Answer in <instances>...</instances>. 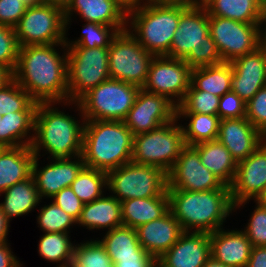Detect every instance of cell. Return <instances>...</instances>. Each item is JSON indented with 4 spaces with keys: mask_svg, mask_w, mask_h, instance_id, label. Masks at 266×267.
I'll return each instance as SVG.
<instances>
[{
    "mask_svg": "<svg viewBox=\"0 0 266 267\" xmlns=\"http://www.w3.org/2000/svg\"><path fill=\"white\" fill-rule=\"evenodd\" d=\"M8 242H0V267H23V263L11 251Z\"/></svg>",
    "mask_w": 266,
    "mask_h": 267,
    "instance_id": "50",
    "label": "cell"
},
{
    "mask_svg": "<svg viewBox=\"0 0 266 267\" xmlns=\"http://www.w3.org/2000/svg\"><path fill=\"white\" fill-rule=\"evenodd\" d=\"M262 139H263V142L266 144V132H264V133L262 134Z\"/></svg>",
    "mask_w": 266,
    "mask_h": 267,
    "instance_id": "61",
    "label": "cell"
},
{
    "mask_svg": "<svg viewBox=\"0 0 266 267\" xmlns=\"http://www.w3.org/2000/svg\"><path fill=\"white\" fill-rule=\"evenodd\" d=\"M232 75L231 63L222 62L217 65L191 69L190 83L197 90L222 97L225 93L231 91Z\"/></svg>",
    "mask_w": 266,
    "mask_h": 267,
    "instance_id": "31",
    "label": "cell"
},
{
    "mask_svg": "<svg viewBox=\"0 0 266 267\" xmlns=\"http://www.w3.org/2000/svg\"><path fill=\"white\" fill-rule=\"evenodd\" d=\"M51 199L67 214L72 216L76 221L78 220L84 203L75 195L70 187L61 189Z\"/></svg>",
    "mask_w": 266,
    "mask_h": 267,
    "instance_id": "48",
    "label": "cell"
},
{
    "mask_svg": "<svg viewBox=\"0 0 266 267\" xmlns=\"http://www.w3.org/2000/svg\"><path fill=\"white\" fill-rule=\"evenodd\" d=\"M265 190L266 144L262 141L251 155L237 163L236 174L230 186L234 211L250 200H256Z\"/></svg>",
    "mask_w": 266,
    "mask_h": 267,
    "instance_id": "16",
    "label": "cell"
},
{
    "mask_svg": "<svg viewBox=\"0 0 266 267\" xmlns=\"http://www.w3.org/2000/svg\"><path fill=\"white\" fill-rule=\"evenodd\" d=\"M113 267H158L157 259L141 248L136 256L114 257Z\"/></svg>",
    "mask_w": 266,
    "mask_h": 267,
    "instance_id": "49",
    "label": "cell"
},
{
    "mask_svg": "<svg viewBox=\"0 0 266 267\" xmlns=\"http://www.w3.org/2000/svg\"><path fill=\"white\" fill-rule=\"evenodd\" d=\"M105 233L104 237L98 240L105 247L111 260L114 257L136 256L142 248L134 228L122 225Z\"/></svg>",
    "mask_w": 266,
    "mask_h": 267,
    "instance_id": "35",
    "label": "cell"
},
{
    "mask_svg": "<svg viewBox=\"0 0 266 267\" xmlns=\"http://www.w3.org/2000/svg\"><path fill=\"white\" fill-rule=\"evenodd\" d=\"M209 238L212 258L229 267H246L252 245L243 230L221 228Z\"/></svg>",
    "mask_w": 266,
    "mask_h": 267,
    "instance_id": "23",
    "label": "cell"
},
{
    "mask_svg": "<svg viewBox=\"0 0 266 267\" xmlns=\"http://www.w3.org/2000/svg\"><path fill=\"white\" fill-rule=\"evenodd\" d=\"M246 267H266V246L252 247Z\"/></svg>",
    "mask_w": 266,
    "mask_h": 267,
    "instance_id": "52",
    "label": "cell"
},
{
    "mask_svg": "<svg viewBox=\"0 0 266 267\" xmlns=\"http://www.w3.org/2000/svg\"><path fill=\"white\" fill-rule=\"evenodd\" d=\"M134 135L124 121H85L82 156L86 167L104 172L132 160Z\"/></svg>",
    "mask_w": 266,
    "mask_h": 267,
    "instance_id": "5",
    "label": "cell"
},
{
    "mask_svg": "<svg viewBox=\"0 0 266 267\" xmlns=\"http://www.w3.org/2000/svg\"><path fill=\"white\" fill-rule=\"evenodd\" d=\"M69 234L44 233L38 243L39 256L52 263H59L57 267H70L75 242L71 241Z\"/></svg>",
    "mask_w": 266,
    "mask_h": 267,
    "instance_id": "34",
    "label": "cell"
},
{
    "mask_svg": "<svg viewBox=\"0 0 266 267\" xmlns=\"http://www.w3.org/2000/svg\"><path fill=\"white\" fill-rule=\"evenodd\" d=\"M27 7L22 0H0V24L15 27Z\"/></svg>",
    "mask_w": 266,
    "mask_h": 267,
    "instance_id": "47",
    "label": "cell"
},
{
    "mask_svg": "<svg viewBox=\"0 0 266 267\" xmlns=\"http://www.w3.org/2000/svg\"><path fill=\"white\" fill-rule=\"evenodd\" d=\"M44 3H48L65 10L72 0H42Z\"/></svg>",
    "mask_w": 266,
    "mask_h": 267,
    "instance_id": "56",
    "label": "cell"
},
{
    "mask_svg": "<svg viewBox=\"0 0 266 267\" xmlns=\"http://www.w3.org/2000/svg\"><path fill=\"white\" fill-rule=\"evenodd\" d=\"M176 118H184L188 123L181 124L186 145L194 146L201 142L217 140L220 118L218 115L199 113H177ZM189 119V120H188Z\"/></svg>",
    "mask_w": 266,
    "mask_h": 267,
    "instance_id": "33",
    "label": "cell"
},
{
    "mask_svg": "<svg viewBox=\"0 0 266 267\" xmlns=\"http://www.w3.org/2000/svg\"><path fill=\"white\" fill-rule=\"evenodd\" d=\"M258 49L266 50V4L261 5L260 15L256 23ZM264 27V28H263Z\"/></svg>",
    "mask_w": 266,
    "mask_h": 267,
    "instance_id": "51",
    "label": "cell"
},
{
    "mask_svg": "<svg viewBox=\"0 0 266 267\" xmlns=\"http://www.w3.org/2000/svg\"><path fill=\"white\" fill-rule=\"evenodd\" d=\"M19 50L14 27L0 24V65L13 73L17 66Z\"/></svg>",
    "mask_w": 266,
    "mask_h": 267,
    "instance_id": "42",
    "label": "cell"
},
{
    "mask_svg": "<svg viewBox=\"0 0 266 267\" xmlns=\"http://www.w3.org/2000/svg\"><path fill=\"white\" fill-rule=\"evenodd\" d=\"M70 188L84 204L90 203L105 195L107 173L84 166L70 185Z\"/></svg>",
    "mask_w": 266,
    "mask_h": 267,
    "instance_id": "36",
    "label": "cell"
},
{
    "mask_svg": "<svg viewBox=\"0 0 266 267\" xmlns=\"http://www.w3.org/2000/svg\"><path fill=\"white\" fill-rule=\"evenodd\" d=\"M208 34L209 16L206 7L202 3L189 5L180 16L167 56L184 60L192 49L200 44H208Z\"/></svg>",
    "mask_w": 266,
    "mask_h": 267,
    "instance_id": "18",
    "label": "cell"
},
{
    "mask_svg": "<svg viewBox=\"0 0 266 267\" xmlns=\"http://www.w3.org/2000/svg\"><path fill=\"white\" fill-rule=\"evenodd\" d=\"M178 121L176 118L150 132L135 135L131 161L160 168L168 174L186 146Z\"/></svg>",
    "mask_w": 266,
    "mask_h": 267,
    "instance_id": "6",
    "label": "cell"
},
{
    "mask_svg": "<svg viewBox=\"0 0 266 267\" xmlns=\"http://www.w3.org/2000/svg\"><path fill=\"white\" fill-rule=\"evenodd\" d=\"M57 47L63 49L62 55ZM12 76L38 103L68 102L65 43L20 47L17 66Z\"/></svg>",
    "mask_w": 266,
    "mask_h": 267,
    "instance_id": "1",
    "label": "cell"
},
{
    "mask_svg": "<svg viewBox=\"0 0 266 267\" xmlns=\"http://www.w3.org/2000/svg\"><path fill=\"white\" fill-rule=\"evenodd\" d=\"M154 57L127 29L118 32L108 47L110 78L142 88Z\"/></svg>",
    "mask_w": 266,
    "mask_h": 267,
    "instance_id": "11",
    "label": "cell"
},
{
    "mask_svg": "<svg viewBox=\"0 0 266 267\" xmlns=\"http://www.w3.org/2000/svg\"><path fill=\"white\" fill-rule=\"evenodd\" d=\"M203 267H229V266H226L218 261H216L214 258L210 257L205 265Z\"/></svg>",
    "mask_w": 266,
    "mask_h": 267,
    "instance_id": "57",
    "label": "cell"
},
{
    "mask_svg": "<svg viewBox=\"0 0 266 267\" xmlns=\"http://www.w3.org/2000/svg\"><path fill=\"white\" fill-rule=\"evenodd\" d=\"M160 3H182L187 5H196L202 3L203 0H153Z\"/></svg>",
    "mask_w": 266,
    "mask_h": 267,
    "instance_id": "55",
    "label": "cell"
},
{
    "mask_svg": "<svg viewBox=\"0 0 266 267\" xmlns=\"http://www.w3.org/2000/svg\"><path fill=\"white\" fill-rule=\"evenodd\" d=\"M167 190L208 191L224 184L201 162L198 151L186 145L167 174Z\"/></svg>",
    "mask_w": 266,
    "mask_h": 267,
    "instance_id": "15",
    "label": "cell"
},
{
    "mask_svg": "<svg viewBox=\"0 0 266 267\" xmlns=\"http://www.w3.org/2000/svg\"><path fill=\"white\" fill-rule=\"evenodd\" d=\"M264 208H266V190L256 199Z\"/></svg>",
    "mask_w": 266,
    "mask_h": 267,
    "instance_id": "58",
    "label": "cell"
},
{
    "mask_svg": "<svg viewBox=\"0 0 266 267\" xmlns=\"http://www.w3.org/2000/svg\"><path fill=\"white\" fill-rule=\"evenodd\" d=\"M22 1H24L28 6L37 5L43 2L42 0H22Z\"/></svg>",
    "mask_w": 266,
    "mask_h": 267,
    "instance_id": "60",
    "label": "cell"
},
{
    "mask_svg": "<svg viewBox=\"0 0 266 267\" xmlns=\"http://www.w3.org/2000/svg\"><path fill=\"white\" fill-rule=\"evenodd\" d=\"M136 232L142 248L158 259L177 242L183 230L169 210L161 218L136 228Z\"/></svg>",
    "mask_w": 266,
    "mask_h": 267,
    "instance_id": "24",
    "label": "cell"
},
{
    "mask_svg": "<svg viewBox=\"0 0 266 267\" xmlns=\"http://www.w3.org/2000/svg\"><path fill=\"white\" fill-rule=\"evenodd\" d=\"M79 227L90 230L107 229L106 231L123 225L121 201L112 195L102 196L90 203H85L77 220Z\"/></svg>",
    "mask_w": 266,
    "mask_h": 267,
    "instance_id": "25",
    "label": "cell"
},
{
    "mask_svg": "<svg viewBox=\"0 0 266 267\" xmlns=\"http://www.w3.org/2000/svg\"><path fill=\"white\" fill-rule=\"evenodd\" d=\"M208 16H219L242 23H257L261 4L257 0H203Z\"/></svg>",
    "mask_w": 266,
    "mask_h": 267,
    "instance_id": "32",
    "label": "cell"
},
{
    "mask_svg": "<svg viewBox=\"0 0 266 267\" xmlns=\"http://www.w3.org/2000/svg\"><path fill=\"white\" fill-rule=\"evenodd\" d=\"M176 116L177 106L166 96L140 88L124 123L135 136L171 122L176 119Z\"/></svg>",
    "mask_w": 266,
    "mask_h": 267,
    "instance_id": "14",
    "label": "cell"
},
{
    "mask_svg": "<svg viewBox=\"0 0 266 267\" xmlns=\"http://www.w3.org/2000/svg\"><path fill=\"white\" fill-rule=\"evenodd\" d=\"M246 119L261 134L266 132V86L246 103Z\"/></svg>",
    "mask_w": 266,
    "mask_h": 267,
    "instance_id": "45",
    "label": "cell"
},
{
    "mask_svg": "<svg viewBox=\"0 0 266 267\" xmlns=\"http://www.w3.org/2000/svg\"><path fill=\"white\" fill-rule=\"evenodd\" d=\"M57 104L61 103L38 104L34 119V136L30 147L37 157H41V150L49 154L47 158L50 159L82 155L86 120L83 118L81 107L78 102L63 103L64 106L75 105L81 119L78 121L76 116L66 114L64 107L62 111L58 109Z\"/></svg>",
    "mask_w": 266,
    "mask_h": 267,
    "instance_id": "2",
    "label": "cell"
},
{
    "mask_svg": "<svg viewBox=\"0 0 266 267\" xmlns=\"http://www.w3.org/2000/svg\"><path fill=\"white\" fill-rule=\"evenodd\" d=\"M217 140L237 163L251 155L263 141L262 134L246 117L220 120Z\"/></svg>",
    "mask_w": 266,
    "mask_h": 267,
    "instance_id": "22",
    "label": "cell"
},
{
    "mask_svg": "<svg viewBox=\"0 0 266 267\" xmlns=\"http://www.w3.org/2000/svg\"><path fill=\"white\" fill-rule=\"evenodd\" d=\"M14 29L20 47L65 43L64 10L44 2L28 6Z\"/></svg>",
    "mask_w": 266,
    "mask_h": 267,
    "instance_id": "10",
    "label": "cell"
},
{
    "mask_svg": "<svg viewBox=\"0 0 266 267\" xmlns=\"http://www.w3.org/2000/svg\"><path fill=\"white\" fill-rule=\"evenodd\" d=\"M128 9L119 0H72L64 10L66 34L77 14L84 22H95L112 26L118 32L127 29Z\"/></svg>",
    "mask_w": 266,
    "mask_h": 267,
    "instance_id": "19",
    "label": "cell"
},
{
    "mask_svg": "<svg viewBox=\"0 0 266 267\" xmlns=\"http://www.w3.org/2000/svg\"><path fill=\"white\" fill-rule=\"evenodd\" d=\"M34 158L30 146L3 147L0 150V194L32 175Z\"/></svg>",
    "mask_w": 266,
    "mask_h": 267,
    "instance_id": "26",
    "label": "cell"
},
{
    "mask_svg": "<svg viewBox=\"0 0 266 267\" xmlns=\"http://www.w3.org/2000/svg\"><path fill=\"white\" fill-rule=\"evenodd\" d=\"M233 75L231 90L247 103L261 88L266 86V56L257 49L231 62Z\"/></svg>",
    "mask_w": 266,
    "mask_h": 267,
    "instance_id": "21",
    "label": "cell"
},
{
    "mask_svg": "<svg viewBox=\"0 0 266 267\" xmlns=\"http://www.w3.org/2000/svg\"><path fill=\"white\" fill-rule=\"evenodd\" d=\"M13 78L12 72L0 65V88Z\"/></svg>",
    "mask_w": 266,
    "mask_h": 267,
    "instance_id": "54",
    "label": "cell"
},
{
    "mask_svg": "<svg viewBox=\"0 0 266 267\" xmlns=\"http://www.w3.org/2000/svg\"><path fill=\"white\" fill-rule=\"evenodd\" d=\"M37 224L43 233L63 232L69 234L70 228L77 225V221L62 210L53 201L39 209Z\"/></svg>",
    "mask_w": 266,
    "mask_h": 267,
    "instance_id": "40",
    "label": "cell"
},
{
    "mask_svg": "<svg viewBox=\"0 0 266 267\" xmlns=\"http://www.w3.org/2000/svg\"><path fill=\"white\" fill-rule=\"evenodd\" d=\"M182 3L140 0L127 11V30L154 56H167L180 16L188 7Z\"/></svg>",
    "mask_w": 266,
    "mask_h": 267,
    "instance_id": "4",
    "label": "cell"
},
{
    "mask_svg": "<svg viewBox=\"0 0 266 267\" xmlns=\"http://www.w3.org/2000/svg\"><path fill=\"white\" fill-rule=\"evenodd\" d=\"M217 115L220 120L246 117V103L231 90L220 97Z\"/></svg>",
    "mask_w": 266,
    "mask_h": 267,
    "instance_id": "46",
    "label": "cell"
},
{
    "mask_svg": "<svg viewBox=\"0 0 266 267\" xmlns=\"http://www.w3.org/2000/svg\"><path fill=\"white\" fill-rule=\"evenodd\" d=\"M167 173L130 161L107 172V190L119 201L161 196L167 191Z\"/></svg>",
    "mask_w": 266,
    "mask_h": 267,
    "instance_id": "8",
    "label": "cell"
},
{
    "mask_svg": "<svg viewBox=\"0 0 266 267\" xmlns=\"http://www.w3.org/2000/svg\"><path fill=\"white\" fill-rule=\"evenodd\" d=\"M127 9H129L138 0H119Z\"/></svg>",
    "mask_w": 266,
    "mask_h": 267,
    "instance_id": "59",
    "label": "cell"
},
{
    "mask_svg": "<svg viewBox=\"0 0 266 267\" xmlns=\"http://www.w3.org/2000/svg\"><path fill=\"white\" fill-rule=\"evenodd\" d=\"M210 257L208 233L183 231L177 242L157 259V266L203 267Z\"/></svg>",
    "mask_w": 266,
    "mask_h": 267,
    "instance_id": "20",
    "label": "cell"
},
{
    "mask_svg": "<svg viewBox=\"0 0 266 267\" xmlns=\"http://www.w3.org/2000/svg\"><path fill=\"white\" fill-rule=\"evenodd\" d=\"M255 209L251 213L247 225L242 229L252 247L266 246V208L254 200Z\"/></svg>",
    "mask_w": 266,
    "mask_h": 267,
    "instance_id": "43",
    "label": "cell"
},
{
    "mask_svg": "<svg viewBox=\"0 0 266 267\" xmlns=\"http://www.w3.org/2000/svg\"><path fill=\"white\" fill-rule=\"evenodd\" d=\"M67 47V85L70 102L110 78L108 47Z\"/></svg>",
    "mask_w": 266,
    "mask_h": 267,
    "instance_id": "9",
    "label": "cell"
},
{
    "mask_svg": "<svg viewBox=\"0 0 266 267\" xmlns=\"http://www.w3.org/2000/svg\"><path fill=\"white\" fill-rule=\"evenodd\" d=\"M10 220L6 217V215L2 212L0 207V242H8V232L10 227Z\"/></svg>",
    "mask_w": 266,
    "mask_h": 267,
    "instance_id": "53",
    "label": "cell"
},
{
    "mask_svg": "<svg viewBox=\"0 0 266 267\" xmlns=\"http://www.w3.org/2000/svg\"><path fill=\"white\" fill-rule=\"evenodd\" d=\"M168 211L169 198L167 191L161 196L121 201L123 226L134 229L161 218Z\"/></svg>",
    "mask_w": 266,
    "mask_h": 267,
    "instance_id": "27",
    "label": "cell"
},
{
    "mask_svg": "<svg viewBox=\"0 0 266 267\" xmlns=\"http://www.w3.org/2000/svg\"><path fill=\"white\" fill-rule=\"evenodd\" d=\"M0 196H4L3 202H0L2 212L10 221L15 217L27 215L42 203L32 175L14 184Z\"/></svg>",
    "mask_w": 266,
    "mask_h": 267,
    "instance_id": "29",
    "label": "cell"
},
{
    "mask_svg": "<svg viewBox=\"0 0 266 267\" xmlns=\"http://www.w3.org/2000/svg\"><path fill=\"white\" fill-rule=\"evenodd\" d=\"M36 111L10 112L0 119L2 147L31 146ZM32 133V134H31Z\"/></svg>",
    "mask_w": 266,
    "mask_h": 267,
    "instance_id": "30",
    "label": "cell"
},
{
    "mask_svg": "<svg viewBox=\"0 0 266 267\" xmlns=\"http://www.w3.org/2000/svg\"><path fill=\"white\" fill-rule=\"evenodd\" d=\"M209 33L223 62L231 63L258 49L256 23L209 16Z\"/></svg>",
    "mask_w": 266,
    "mask_h": 267,
    "instance_id": "13",
    "label": "cell"
},
{
    "mask_svg": "<svg viewBox=\"0 0 266 267\" xmlns=\"http://www.w3.org/2000/svg\"><path fill=\"white\" fill-rule=\"evenodd\" d=\"M117 34L118 31L112 26L95 22H85L81 35L77 39L69 40L66 34L65 45L87 48L109 47L112 39Z\"/></svg>",
    "mask_w": 266,
    "mask_h": 267,
    "instance_id": "39",
    "label": "cell"
},
{
    "mask_svg": "<svg viewBox=\"0 0 266 267\" xmlns=\"http://www.w3.org/2000/svg\"><path fill=\"white\" fill-rule=\"evenodd\" d=\"M219 100V96L197 90L190 83L183 101L177 106V113L217 115Z\"/></svg>",
    "mask_w": 266,
    "mask_h": 267,
    "instance_id": "41",
    "label": "cell"
},
{
    "mask_svg": "<svg viewBox=\"0 0 266 267\" xmlns=\"http://www.w3.org/2000/svg\"><path fill=\"white\" fill-rule=\"evenodd\" d=\"M184 61L191 69L223 62L210 33L208 34V44H200L196 49H192Z\"/></svg>",
    "mask_w": 266,
    "mask_h": 267,
    "instance_id": "44",
    "label": "cell"
},
{
    "mask_svg": "<svg viewBox=\"0 0 266 267\" xmlns=\"http://www.w3.org/2000/svg\"><path fill=\"white\" fill-rule=\"evenodd\" d=\"M193 147L198 151L202 164L224 185L230 187L237 169V162L230 151L218 140L201 142Z\"/></svg>",
    "mask_w": 266,
    "mask_h": 267,
    "instance_id": "28",
    "label": "cell"
},
{
    "mask_svg": "<svg viewBox=\"0 0 266 267\" xmlns=\"http://www.w3.org/2000/svg\"><path fill=\"white\" fill-rule=\"evenodd\" d=\"M261 5L266 4V0H257Z\"/></svg>",
    "mask_w": 266,
    "mask_h": 267,
    "instance_id": "62",
    "label": "cell"
},
{
    "mask_svg": "<svg viewBox=\"0 0 266 267\" xmlns=\"http://www.w3.org/2000/svg\"><path fill=\"white\" fill-rule=\"evenodd\" d=\"M169 210L183 231L211 234L234 211L230 187L208 191L167 190Z\"/></svg>",
    "mask_w": 266,
    "mask_h": 267,
    "instance_id": "3",
    "label": "cell"
},
{
    "mask_svg": "<svg viewBox=\"0 0 266 267\" xmlns=\"http://www.w3.org/2000/svg\"><path fill=\"white\" fill-rule=\"evenodd\" d=\"M89 240L75 243L70 267H113L112 260L98 238Z\"/></svg>",
    "mask_w": 266,
    "mask_h": 267,
    "instance_id": "37",
    "label": "cell"
},
{
    "mask_svg": "<svg viewBox=\"0 0 266 267\" xmlns=\"http://www.w3.org/2000/svg\"><path fill=\"white\" fill-rule=\"evenodd\" d=\"M48 159L49 163L41 167L39 166L40 157L35 156L32 164V177L41 200L43 198L51 199L61 189L70 187L85 166L82 155L72 158Z\"/></svg>",
    "mask_w": 266,
    "mask_h": 267,
    "instance_id": "17",
    "label": "cell"
},
{
    "mask_svg": "<svg viewBox=\"0 0 266 267\" xmlns=\"http://www.w3.org/2000/svg\"><path fill=\"white\" fill-rule=\"evenodd\" d=\"M140 87L109 78L89 90L77 102L86 121H124Z\"/></svg>",
    "mask_w": 266,
    "mask_h": 267,
    "instance_id": "7",
    "label": "cell"
},
{
    "mask_svg": "<svg viewBox=\"0 0 266 267\" xmlns=\"http://www.w3.org/2000/svg\"><path fill=\"white\" fill-rule=\"evenodd\" d=\"M38 102L12 78L0 88V115L18 111H36Z\"/></svg>",
    "mask_w": 266,
    "mask_h": 267,
    "instance_id": "38",
    "label": "cell"
},
{
    "mask_svg": "<svg viewBox=\"0 0 266 267\" xmlns=\"http://www.w3.org/2000/svg\"><path fill=\"white\" fill-rule=\"evenodd\" d=\"M190 81L191 68L183 59L155 56L142 88L147 92L166 96L178 106L189 89Z\"/></svg>",
    "mask_w": 266,
    "mask_h": 267,
    "instance_id": "12",
    "label": "cell"
}]
</instances>
